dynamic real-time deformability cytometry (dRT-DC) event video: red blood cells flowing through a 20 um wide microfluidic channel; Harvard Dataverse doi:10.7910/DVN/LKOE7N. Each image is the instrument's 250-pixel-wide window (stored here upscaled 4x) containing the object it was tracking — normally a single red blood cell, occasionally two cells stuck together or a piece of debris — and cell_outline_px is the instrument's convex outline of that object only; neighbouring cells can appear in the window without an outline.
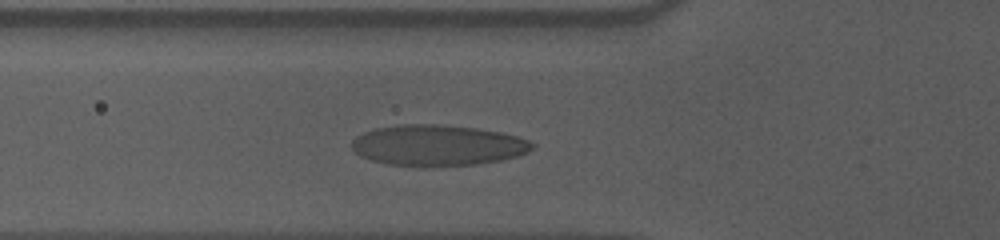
{"species": "human", "species_latin": "Homo sapiens", "temperature_condition": "cold", "stored_images_in_passage": 37, "camera_frame_rate_fps": 3000, "um_per_image_px": 0.085, "donor": {"sex": "male"}, "frame": {"image": 1, "passage_image": 11, "time_ms": 3.333, "image_size_px": [1000, 240], "cell_outline_px": [[536, 144], [528, 152], [516, 156], [500, 160], [476, 164], [440, 168], [416, 168], [384, 164], [360, 156], [352, 148], [352, 140], [356, 136], [364, 132], [376, 128], [396, 124], [436, 124], [476, 128], [500, 132], [516, 136], [528, 140]], "centroid_in_image_um": [37.16, 12.38], "position_along_channel_um": 88.6, "area_um2": 43.81}}
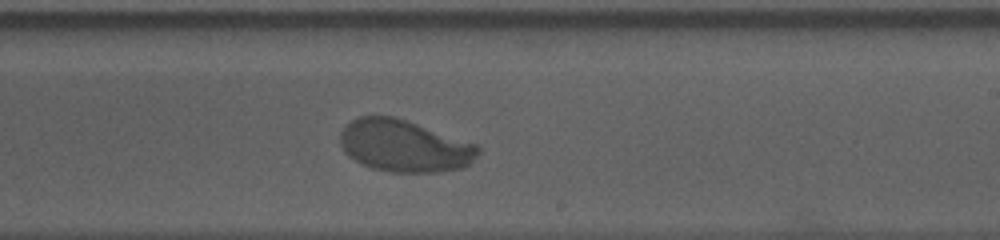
{"frame": {"image": 2, "passage_image": 25, "time_ms": 8.0, "image_size_px": [1000, 240], "cell_outline_px": [[480, 152], [464, 168], [440, 172], [392, 172], [372, 168], [348, 156], [344, 152], [340, 144], [340, 132], [356, 116], [396, 116], [476, 144], [480, 148]], "centroid_in_image_um": [34.36, 12.4], "position_along_channel_um": 254.6, "area_um2": 41.79}}
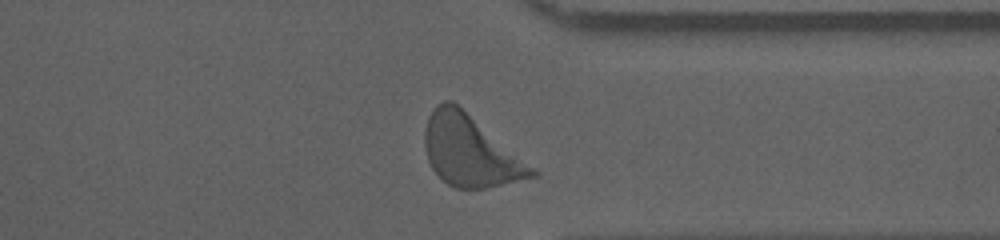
{"frame": {"image": 3, "passage_image": 35, "time_ms": 11.333, "image_size_px": [1000, 240], "cell_outline_px": [[540, 176], [484, 188], [456, 188], [448, 184], [432, 168], [428, 160], [424, 144], [424, 128], [428, 116], [436, 104], [444, 100], [452, 100], [536, 168], [540, 172]], "centroid_in_image_um": [39.97, 12.83], "position_along_channel_um": 371.4, "area_um2": 44.1}, "authors_computed_cell_mechanics": {"area_um2": 42.0784, "velocity_mm_per_s": 3.5491, "shape_relaxation_time_tau1_ms": 3.1662, "shape_relaxation_time_tau2_ms": null, "deformation_change_tau1": 0.1869, "deformation_change_tau2": null}}